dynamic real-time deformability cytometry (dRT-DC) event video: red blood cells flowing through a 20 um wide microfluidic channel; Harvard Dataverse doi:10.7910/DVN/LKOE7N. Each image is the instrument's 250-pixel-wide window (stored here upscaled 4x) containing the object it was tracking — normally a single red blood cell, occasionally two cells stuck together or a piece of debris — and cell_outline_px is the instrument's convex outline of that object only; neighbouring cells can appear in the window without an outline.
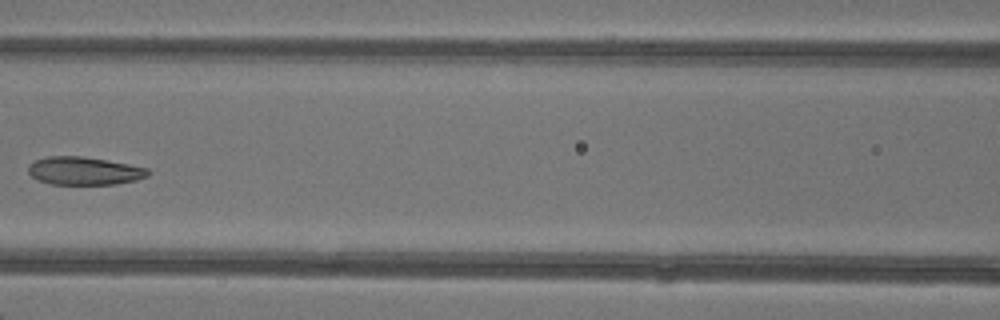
{"species": "common noctule bat (a hibernating species)", "species_latin": "Nyctalus noctula", "temperature_condition": "warm", "stored_images_in_passage": 7, "camera_frame_rate_fps": 3000, "um_per_image_px": 0.085, "animal": {"sex": "female"}, "frame": {"image": 1, "passage_image": 7, "time_ms": 7.333, "image_size_px": [1000, 320], "cell_outline_px": [[152, 172], [148, 176], [136, 180], [116, 184], [52, 184], [40, 180], [32, 176], [28, 172], [28, 168], [36, 160], [48, 156], [80, 156], [128, 164], [148, 168]], "centroid_in_image_um": [7.2, 14.53], "position_along_channel_um": 159.4, "area_um2": 19.31}}